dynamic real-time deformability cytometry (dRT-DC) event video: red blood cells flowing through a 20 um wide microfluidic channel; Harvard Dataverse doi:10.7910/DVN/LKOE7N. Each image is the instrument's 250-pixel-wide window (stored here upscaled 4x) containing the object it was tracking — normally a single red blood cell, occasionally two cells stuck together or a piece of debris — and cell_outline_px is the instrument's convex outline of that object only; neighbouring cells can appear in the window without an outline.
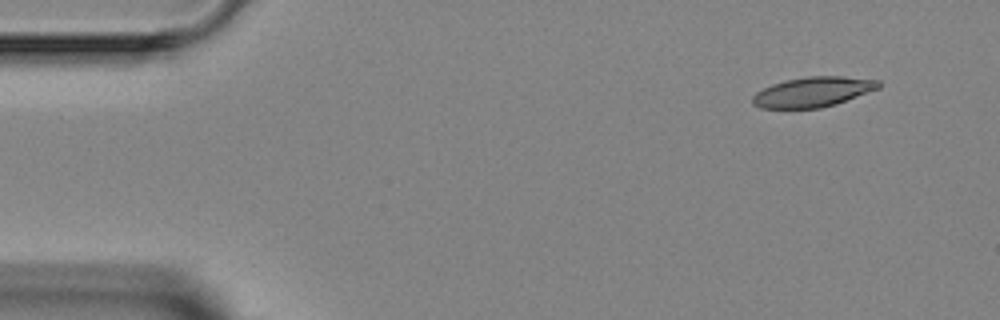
{"species": "Egyptian fruit bat (a non-hibernating species)", "species_latin": "Rousettus aegyptiacus", "temperature_condition": "room temperature", "stored_images_in_passage": 3, "segment_of_instrument_passage": [2, 2], "camera_frame_rate_fps": 3000, "um_per_image_px": 0.085, "animal": {"sex": "female"}, "frame": {"image": 1, "passage_image": 3, "time_ms": 3.667, "image_size_px": [1000, 320], "cell_outline_px": [[880, 88], [836, 104], [820, 108], [760, 108], [752, 104], [752, 96], [756, 92], [772, 84], [784, 80], [808, 76], [840, 76], [880, 80]], "centroid_in_image_um": [69.09, 7.81], "position_along_channel_um": 15.9, "area_um2": 22.08}}